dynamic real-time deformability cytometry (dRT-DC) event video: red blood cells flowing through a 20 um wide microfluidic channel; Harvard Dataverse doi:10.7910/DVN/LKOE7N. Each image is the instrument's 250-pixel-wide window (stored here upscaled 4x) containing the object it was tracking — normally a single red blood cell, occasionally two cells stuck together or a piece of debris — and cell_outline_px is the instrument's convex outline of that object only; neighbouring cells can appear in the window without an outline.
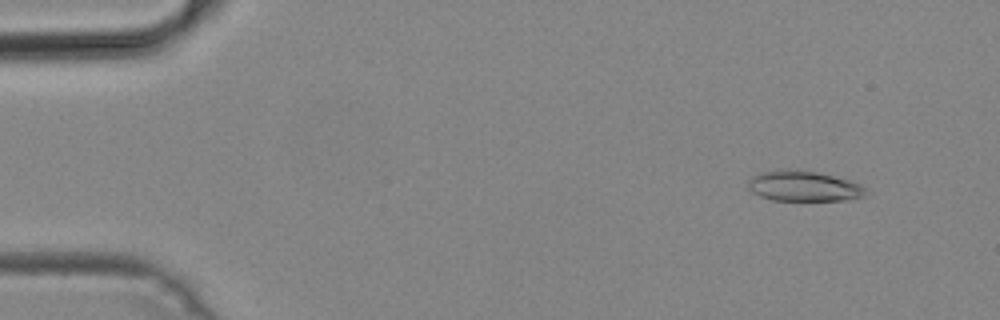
{"species": "common noctule bat (a hibernating species)", "species_latin": "Nyctalus noctula", "temperature_condition": "cold", "stored_images_in_passage": 50, "camera_frame_rate_fps": 3000, "um_per_image_px": 0.085, "animal": {"sex": "male", "body_mass_g": 19.2, "forearm_length_mm": 51.8}, "frame": {"image": 1, "passage_image": 4, "time_ms": 1.0, "image_size_px": [1000, 320], "cell_outline_px": [[864, 196], [844, 200], [772, 200], [760, 196], [752, 192], [748, 188], [748, 180], [760, 172], [780, 168], [788, 168], [816, 172], [848, 180], [860, 184], [864, 188]], "centroid_in_image_um": [68.24, 15.8], "position_along_channel_um": 16.8, "area_um2": 20.75}}
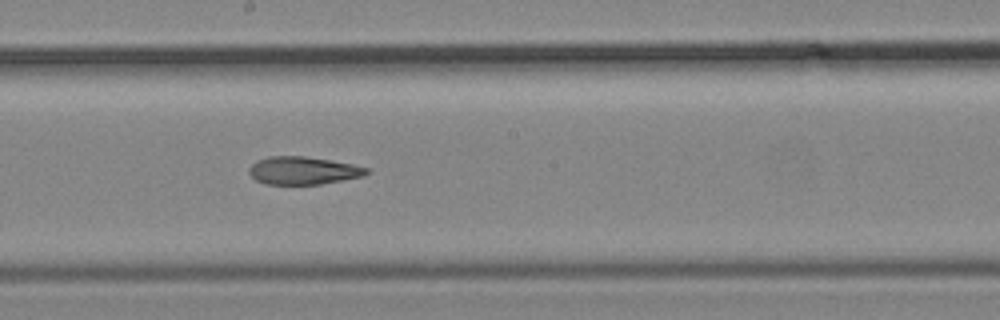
{"frame": {"image": 2, "passage_image": 27, "time_ms": 8.667, "image_size_px": [1000, 320], "cell_outline_px": [[372, 172], [364, 176], [320, 184], [264, 184], [256, 180], [248, 172], [248, 168], [256, 160], [268, 156], [304, 156], [332, 160], [352, 164], [368, 168]], "centroid_in_image_um": [25.77, 14.49], "position_along_channel_um": 222.4, "area_um2": 19.19}}
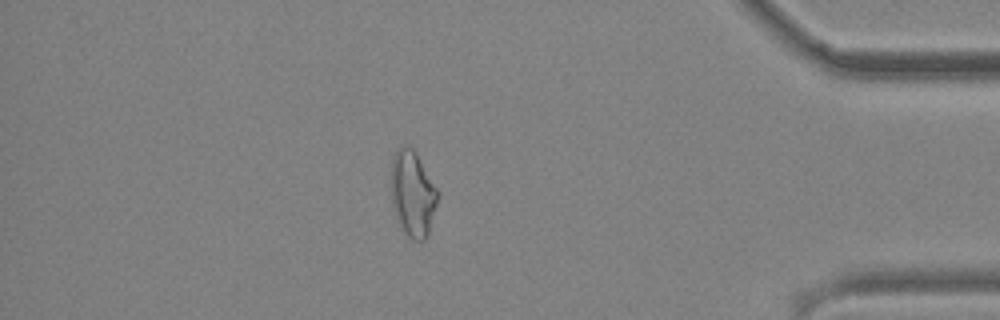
{"frame": {"image": 3, "passage_image": 43, "time_ms": 14.0, "image_size_px": [1000, 320], "cell_outline_px": [[440, 192], [428, 236], [424, 240], [412, 240], [400, 228], [396, 220], [392, 208], [392, 156], [396, 148], [400, 144], [404, 144], [412, 148]], "centroid_in_image_um": [35.07, 16.48], "position_along_channel_um": 400.1, "area_um2": 23.58}}